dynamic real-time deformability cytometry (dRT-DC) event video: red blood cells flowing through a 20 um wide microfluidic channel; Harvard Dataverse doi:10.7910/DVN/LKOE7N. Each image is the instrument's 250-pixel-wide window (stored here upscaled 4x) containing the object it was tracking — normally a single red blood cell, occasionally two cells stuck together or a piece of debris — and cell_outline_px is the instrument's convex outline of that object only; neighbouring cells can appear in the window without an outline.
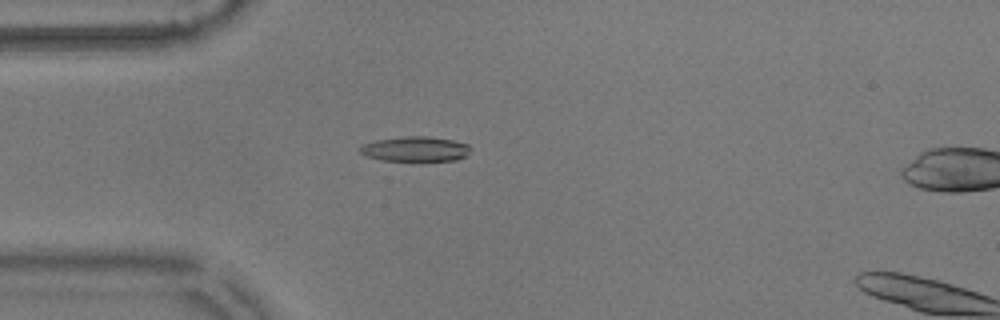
{"species": "common noctule bat (a hibernating species)", "species_latin": "Nyctalus noctula", "temperature_condition": "warm", "stored_images_in_passage": 56, "camera_frame_rate_fps": 3000, "um_per_image_px": 0.085, "animal": {"sex": "male", "body_mass_g": 17.9}, "frame": {"image": 1, "passage_image": 15, "time_ms": 4.667, "image_size_px": [1000, 320], "cell_outline_px": [[468, 152], [464, 156], [456, 160], [420, 164], [380, 160], [364, 156], [360, 152], [360, 148], [364, 144], [376, 140], [404, 136], [428, 136], [452, 140], [468, 144]], "centroid_in_image_um": [35.28, 12.72], "position_along_channel_um": 49.7, "area_um2": 16.88}}
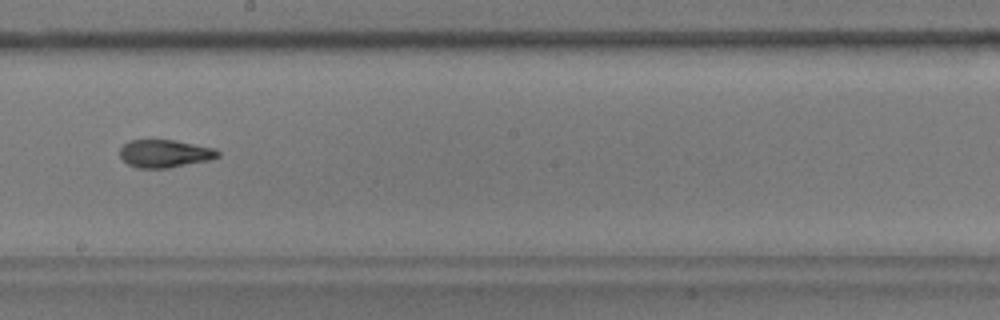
{"frame": {"image": 2, "passage_image": 31, "time_ms": 10.0, "image_size_px": [1000, 320], "cell_outline_px": [[220, 156], [208, 160], [168, 168], [140, 168], [128, 164], [120, 156], [120, 148], [128, 140], [176, 140], [216, 148], [220, 152]], "centroid_in_image_um": [14.02, 13.04], "position_along_channel_um": 234.2, "area_um2": 15.9}}
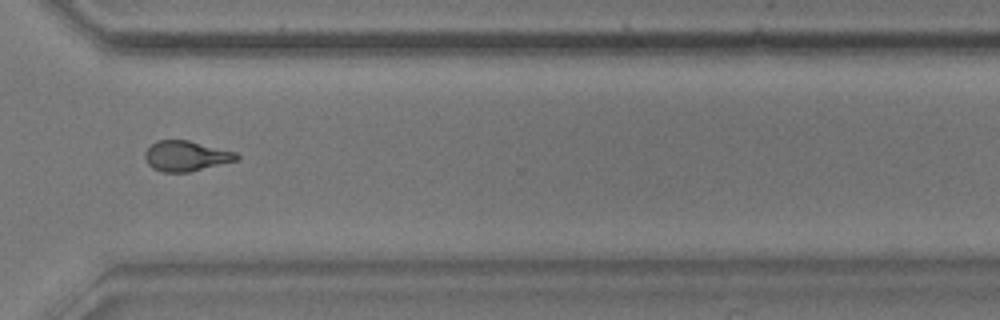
{"frame": {"image": 3, "passage_image": 41, "time_ms": 13.333, "image_size_px": [1000, 320], "cell_outline_px": [[240, 160], [188, 172], [164, 172], [152, 168], [148, 164], [144, 156], [144, 152], [156, 140], [188, 140], [236, 152], [240, 156]], "centroid_in_image_um": [15.83, 13.26], "position_along_channel_um": 354.8, "area_um2": 16.24}}